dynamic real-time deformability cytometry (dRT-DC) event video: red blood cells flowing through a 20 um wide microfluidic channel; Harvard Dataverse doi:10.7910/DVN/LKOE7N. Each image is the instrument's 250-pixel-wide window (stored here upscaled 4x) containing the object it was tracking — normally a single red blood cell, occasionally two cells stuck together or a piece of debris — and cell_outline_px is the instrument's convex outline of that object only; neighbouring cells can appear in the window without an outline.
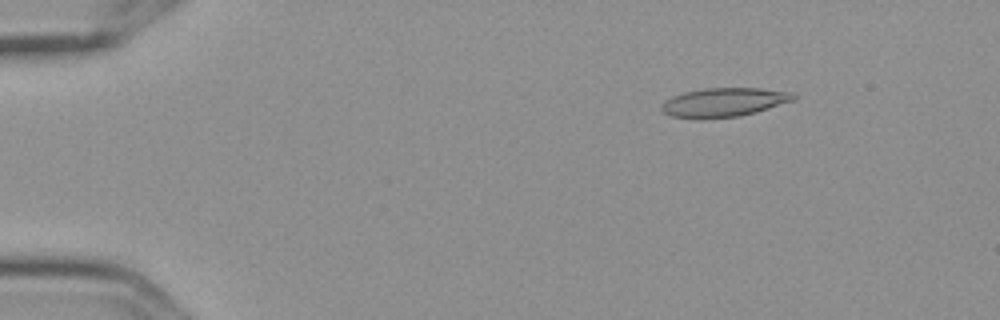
{"species": "Egyptian fruit bat (a non-hibernating species)", "species_latin": "Rousettus aegyptiacus", "temperature_condition": "cold", "stored_images_in_passage": 7, "camera_frame_rate_fps": 3000, "um_per_image_px": 0.085, "frame": {"image": 1, "passage_image": 3, "time_ms": 0.667, "image_size_px": [1000, 320], "cell_outline_px": [[796, 100], [756, 112], [740, 116], [700, 120], [672, 116], [664, 112], [660, 108], [664, 100], [672, 96], [684, 92], [704, 88], [760, 88], [792, 92], [796, 96]], "centroid_in_image_um": [61.53, 8.71], "position_along_channel_um": 23.5, "area_um2": 22.6}}
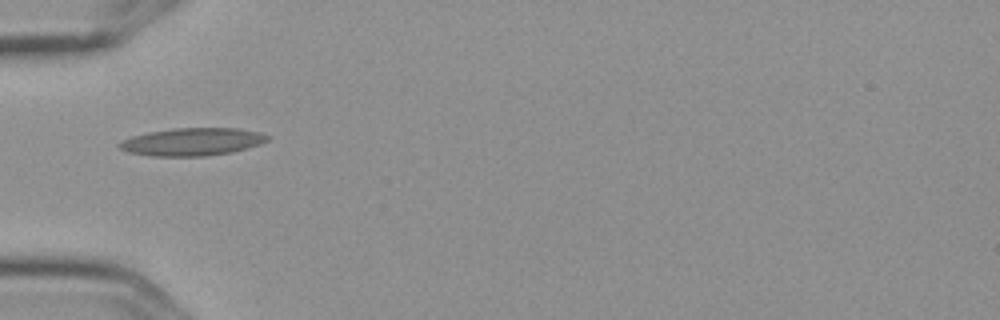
{"frame": {"image": 2, "passage_image": 6, "time_ms": 1.667, "image_size_px": [1000, 320], "cell_outline_px": [[268, 140], [260, 144], [232, 152], [204, 156], [152, 156], [128, 152], [120, 148], [116, 144], [120, 140], [132, 136], [148, 132], [172, 128], [240, 128], [260, 132], [268, 136]], "centroid_in_image_um": [16.31, 12.04], "position_along_channel_um": 68.7, "area_um2": 23.99}}
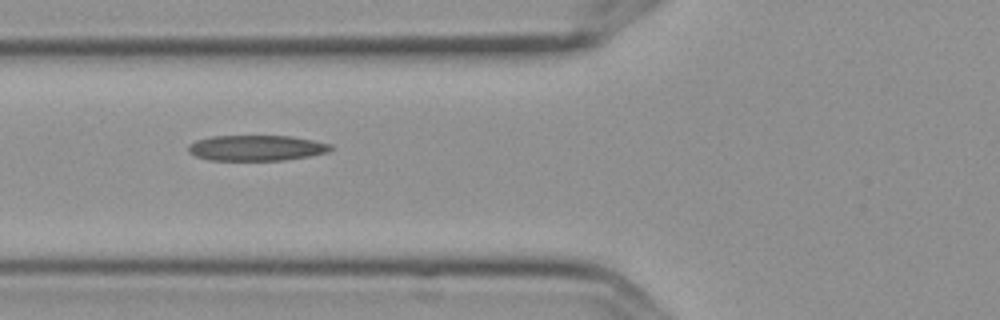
{"frame": {"image": 3, "passage_image": 7, "time_ms": 2.0, "image_size_px": [1000, 320], "cell_outline_px": [[332, 148], [328, 152], [308, 156], [284, 160], [208, 160], [196, 156], [188, 152], [188, 144], [196, 140], [212, 136], [292, 136], [332, 144]], "centroid_in_image_um": [21.77, 12.57], "position_along_channel_um": 104.0, "area_um2": 21.21}}